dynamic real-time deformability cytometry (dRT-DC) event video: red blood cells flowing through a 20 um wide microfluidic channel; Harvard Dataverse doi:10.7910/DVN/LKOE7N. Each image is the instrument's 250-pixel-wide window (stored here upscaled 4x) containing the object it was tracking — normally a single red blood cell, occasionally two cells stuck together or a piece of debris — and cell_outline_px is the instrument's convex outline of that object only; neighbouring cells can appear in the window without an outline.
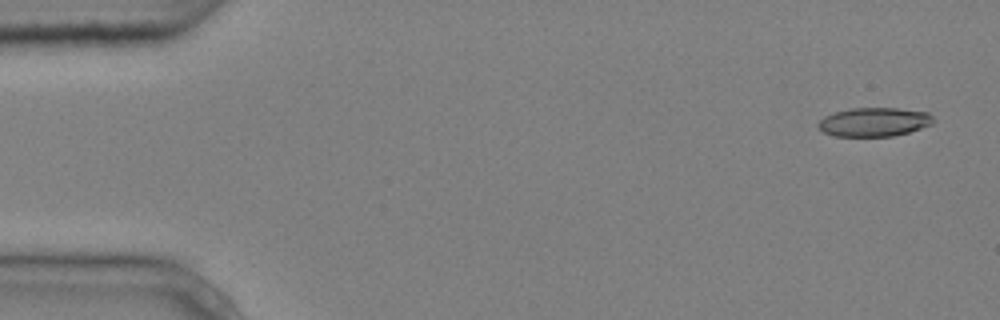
{"species": "common noctule bat (a hibernating species)", "species_latin": "Nyctalus noctula", "temperature_condition": "cold", "stored_images_in_passage": 6, "camera_frame_rate_fps": 3000, "um_per_image_px": 0.085, "animal": {"sex": "male", "body_mass_g": 20.4}, "frame": {"image": 1, "passage_image": 1, "time_ms": 0.0, "image_size_px": [1000, 320], "cell_outline_px": [[936, 120], [932, 124], [908, 132], [892, 136], [836, 136], [824, 132], [816, 124], [824, 116], [836, 112], [852, 108], [896, 108], [928, 112]], "centroid_in_image_um": [74.32, 10.36], "position_along_channel_um": 10.7, "area_um2": 19.25}}
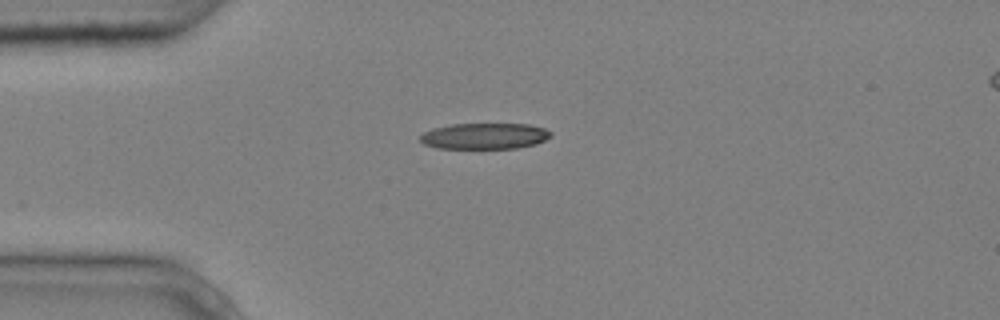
{"frame": {"image": 2, "passage_image": 4, "time_ms": 1.0, "image_size_px": [1000, 320], "cell_outline_px": [[552, 136], [536, 144], [516, 148], [436, 148], [424, 144], [420, 140], [420, 136], [424, 132], [432, 128], [448, 124], [528, 124], [544, 128], [552, 132]], "centroid_in_image_um": [41.18, 11.56], "position_along_channel_um": 43.8, "area_um2": 19.88}}
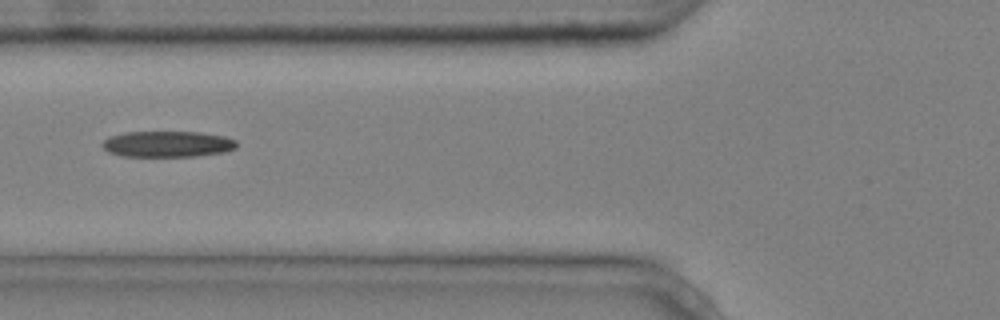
{"frame": {"image": 3, "passage_image": 6, "time_ms": 1.667, "image_size_px": [1000, 320], "cell_outline_px": [[236, 148], [224, 152], [196, 156], [120, 156], [108, 152], [100, 144], [108, 136], [124, 132], [200, 132], [224, 136], [236, 140]], "centroid_in_image_um": [14.2, 12.24], "position_along_channel_um": 111.6, "area_um2": 20.46}}